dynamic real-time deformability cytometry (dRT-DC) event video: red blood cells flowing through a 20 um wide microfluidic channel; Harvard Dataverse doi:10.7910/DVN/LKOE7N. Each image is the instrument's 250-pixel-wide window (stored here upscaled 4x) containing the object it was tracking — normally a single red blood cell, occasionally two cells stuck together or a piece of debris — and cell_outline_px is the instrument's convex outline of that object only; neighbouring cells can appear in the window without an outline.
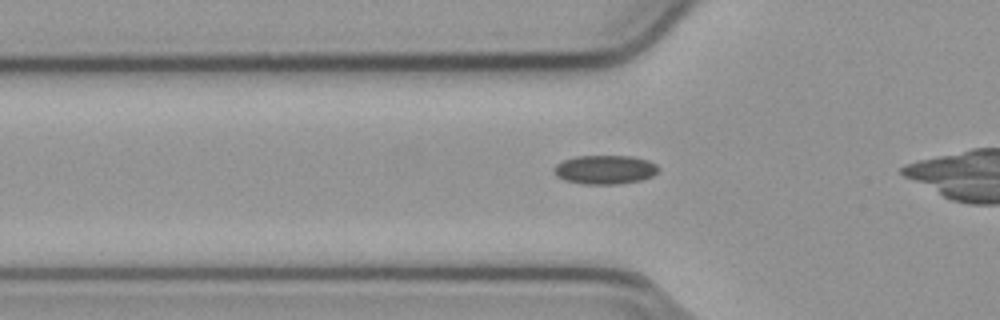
{"species": "common noctule bat (a hibernating species)", "species_latin": "Nyctalus noctula", "temperature_condition": "cold", "stored_images_in_passage": 39, "camera_frame_rate_fps": 3000, "um_per_image_px": 0.085, "animal": {"sex": "male", "body_mass_g": 23.1, "forearm_length_mm": 52.7}, "frame": {"image": 1, "passage_image": 13, "time_ms": 4.0, "image_size_px": [1000, 320], "cell_outline_px": [[660, 168], [652, 176], [640, 180], [616, 184], [584, 184], [564, 180], [556, 176], [552, 168], [556, 164], [564, 160], [576, 156], [632, 156], [648, 160], [656, 164]], "centroid_in_image_um": [51.4, 14.41], "position_along_channel_um": 74.4, "area_um2": 17.63}}
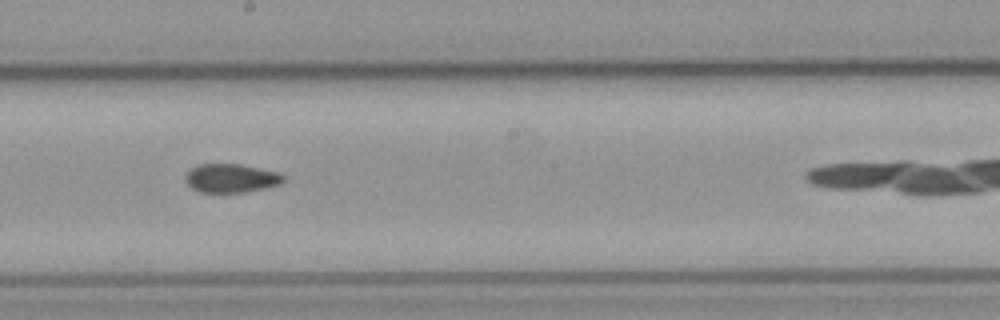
{"frame": {"image": 2, "passage_image": 25, "time_ms": 8.0, "image_size_px": [1000, 320], "cell_outline_px": [[284, 180], [280, 184], [264, 188], [244, 192], [200, 192], [192, 188], [184, 180], [184, 176], [192, 168], [200, 164], [240, 164], [276, 172], [284, 176]], "centroid_in_image_um": [19.61, 15.15], "position_along_channel_um": 228.6, "area_um2": 16.18}}
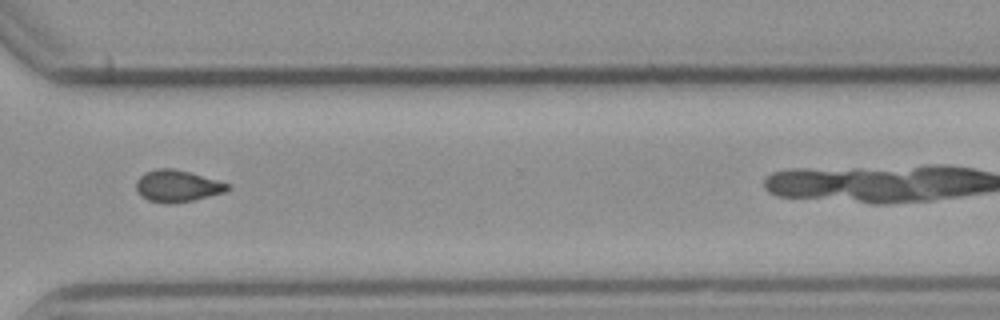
{"frame": {"image": 3, "passage_image": 35, "time_ms": 11.333, "image_size_px": [1000, 320], "cell_outline_px": [[232, 188], [224, 192], [192, 200], [172, 204], [168, 204], [148, 200], [140, 196], [136, 188], [136, 180], [144, 172], [156, 168], [172, 168], [188, 172], [228, 184]], "centroid_in_image_um": [15.01, 15.81], "position_along_channel_um": 355.6, "area_um2": 16.76}}